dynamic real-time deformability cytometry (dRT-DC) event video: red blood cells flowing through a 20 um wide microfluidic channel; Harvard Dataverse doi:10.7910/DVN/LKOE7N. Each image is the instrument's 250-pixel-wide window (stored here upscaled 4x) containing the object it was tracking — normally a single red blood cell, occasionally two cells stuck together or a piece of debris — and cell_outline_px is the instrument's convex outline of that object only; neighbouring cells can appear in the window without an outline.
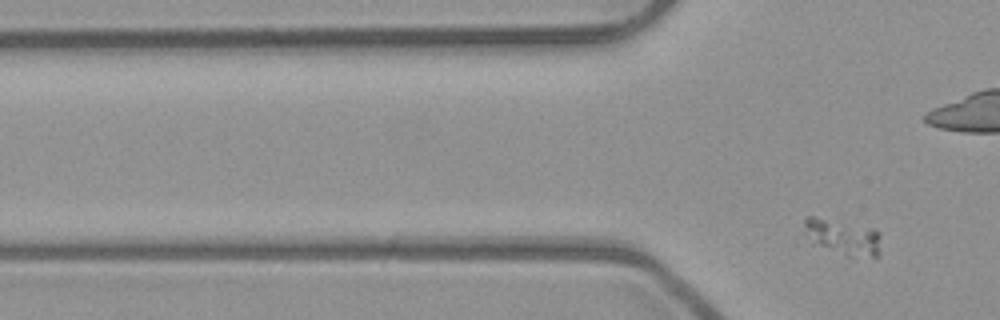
{"species": "common noctule bat (a hibernating species)", "species_latin": "Nyctalus noctula", "temperature_condition": "room temperature", "stored_images_in_passage": 2, "camera_frame_rate_fps": 3000, "um_per_image_px": 0.085, "animal": {"sex": "male", "body_mass_g": 23.1, "forearm_length_mm": 52.7}, "frame": {"image": 1, "passage_image": 2, "time_ms": 0.333, "image_size_px": [1000, 320], "cell_outline_px": [[880, 256], [848, 256], [812, 244], [804, 224], [804, 220], [808, 216], [816, 216], [872, 228], [880, 236]], "centroid_in_image_um": [71.65, 20.14], "position_along_channel_um": 54.1, "area_um2": 15.72}}